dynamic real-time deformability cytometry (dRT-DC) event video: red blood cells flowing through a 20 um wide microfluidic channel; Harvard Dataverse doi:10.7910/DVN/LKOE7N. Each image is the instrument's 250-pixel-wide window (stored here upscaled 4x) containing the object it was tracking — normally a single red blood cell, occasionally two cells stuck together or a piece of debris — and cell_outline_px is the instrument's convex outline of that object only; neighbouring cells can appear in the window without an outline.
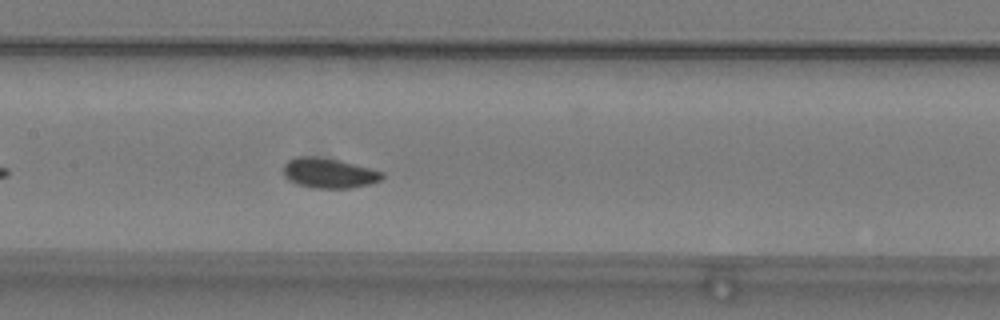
{"species": "common noctule bat (a hibernating species)", "species_latin": "Nyctalus noctula", "temperature_condition": "warm", "stored_images_in_passage": 42, "camera_frame_rate_fps": 3000, "um_per_image_px": 0.085, "animal": {"sex": "male", "body_mass_g": 19.2, "forearm_length_mm": 51.8}, "frame": {"image": 1, "passage_image": 14, "time_ms": 4.333, "image_size_px": [1000, 320], "cell_outline_px": [[384, 176], [380, 180], [368, 184], [348, 188], [312, 188], [296, 184], [288, 180], [284, 176], [284, 164], [288, 160], [296, 156], [312, 156], [340, 160], [384, 172]], "centroid_in_image_um": [27.92, 14.71], "position_along_channel_um": 179.5, "area_um2": 17.28}}
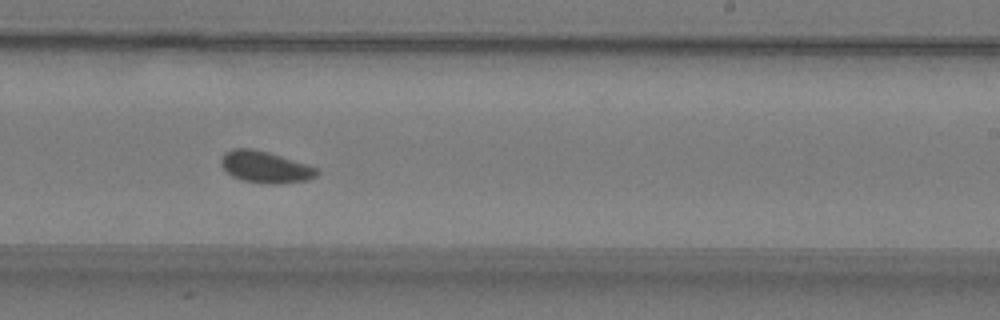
{"frame": {"image": 2, "passage_image": 21, "time_ms": 6.667, "image_size_px": [1000, 320], "cell_outline_px": [[320, 172], [316, 176], [308, 180], [280, 184], [268, 184], [244, 180], [232, 176], [220, 164], [220, 160], [224, 152], [232, 148], [252, 148], [268, 152], [320, 168]], "centroid_in_image_um": [22.57, 14.19], "position_along_channel_um": 266.4, "area_um2": 17.8}}
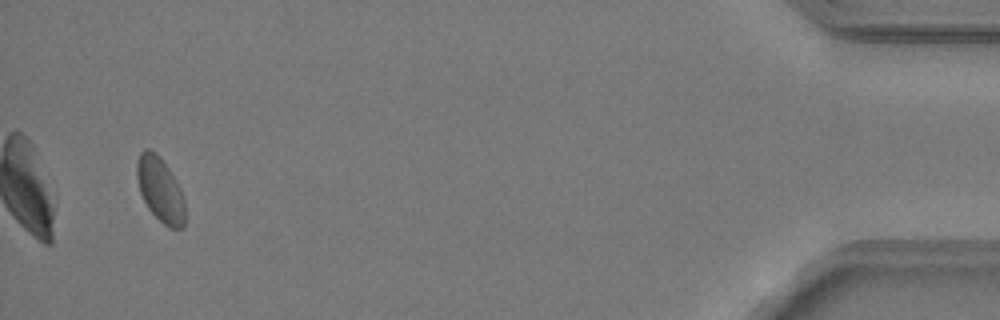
{"frame": {"image": 3, "passage_image": 40, "time_ms": 13.0, "image_size_px": [1000, 320], "cell_outline_px": [[184, 228], [172, 228], [164, 224], [148, 208], [140, 192], [136, 176], [136, 164], [140, 152], [144, 148], [148, 148], [156, 152], [160, 156], [176, 180], [180, 188], [184, 200]], "centroid_in_image_um": [13.6, 16.08], "position_along_channel_um": 421.6, "area_um2": 18.03}, "authors_computed_cell_mechanics": {"area_um2": 17.1088, "velocity_mm_per_s": 3.7462, "shape_relaxation_time_tau1_ms": 5.4149, "shape_relaxation_time_tau2_ms": 0.736, "deformation_change_tau1": 0.0652, "deformation_change_tau2": 0.0339}}